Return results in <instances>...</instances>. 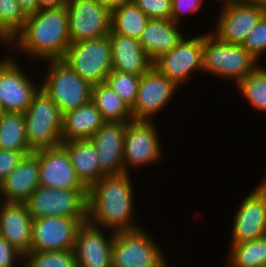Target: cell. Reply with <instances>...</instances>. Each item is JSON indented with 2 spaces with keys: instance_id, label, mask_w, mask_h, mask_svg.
Instances as JSON below:
<instances>
[{
  "instance_id": "31",
  "label": "cell",
  "mask_w": 266,
  "mask_h": 267,
  "mask_svg": "<svg viewBox=\"0 0 266 267\" xmlns=\"http://www.w3.org/2000/svg\"><path fill=\"white\" fill-rule=\"evenodd\" d=\"M237 87L255 109L266 112V70L263 67L258 65Z\"/></svg>"
},
{
  "instance_id": "23",
  "label": "cell",
  "mask_w": 266,
  "mask_h": 267,
  "mask_svg": "<svg viewBox=\"0 0 266 267\" xmlns=\"http://www.w3.org/2000/svg\"><path fill=\"white\" fill-rule=\"evenodd\" d=\"M177 27L179 23L176 24L171 19H150L147 22L139 42L153 63L185 37Z\"/></svg>"
},
{
  "instance_id": "12",
  "label": "cell",
  "mask_w": 266,
  "mask_h": 267,
  "mask_svg": "<svg viewBox=\"0 0 266 267\" xmlns=\"http://www.w3.org/2000/svg\"><path fill=\"white\" fill-rule=\"evenodd\" d=\"M179 87L154 65L140 79L137 98L132 108L134 120H151L160 112Z\"/></svg>"
},
{
  "instance_id": "40",
  "label": "cell",
  "mask_w": 266,
  "mask_h": 267,
  "mask_svg": "<svg viewBox=\"0 0 266 267\" xmlns=\"http://www.w3.org/2000/svg\"><path fill=\"white\" fill-rule=\"evenodd\" d=\"M17 1L27 16L37 12L38 0H17Z\"/></svg>"
},
{
  "instance_id": "36",
  "label": "cell",
  "mask_w": 266,
  "mask_h": 267,
  "mask_svg": "<svg viewBox=\"0 0 266 267\" xmlns=\"http://www.w3.org/2000/svg\"><path fill=\"white\" fill-rule=\"evenodd\" d=\"M32 152H18L0 149V183L14 170L24 155Z\"/></svg>"
},
{
  "instance_id": "7",
  "label": "cell",
  "mask_w": 266,
  "mask_h": 267,
  "mask_svg": "<svg viewBox=\"0 0 266 267\" xmlns=\"http://www.w3.org/2000/svg\"><path fill=\"white\" fill-rule=\"evenodd\" d=\"M162 253L141 227L117 231L112 246V267H163L166 259Z\"/></svg>"
},
{
  "instance_id": "9",
  "label": "cell",
  "mask_w": 266,
  "mask_h": 267,
  "mask_svg": "<svg viewBox=\"0 0 266 267\" xmlns=\"http://www.w3.org/2000/svg\"><path fill=\"white\" fill-rule=\"evenodd\" d=\"M69 39L71 43L109 35L111 12L98 0H68Z\"/></svg>"
},
{
  "instance_id": "27",
  "label": "cell",
  "mask_w": 266,
  "mask_h": 267,
  "mask_svg": "<svg viewBox=\"0 0 266 267\" xmlns=\"http://www.w3.org/2000/svg\"><path fill=\"white\" fill-rule=\"evenodd\" d=\"M0 149L33 152L27 142L25 114L3 112L0 116Z\"/></svg>"
},
{
  "instance_id": "5",
  "label": "cell",
  "mask_w": 266,
  "mask_h": 267,
  "mask_svg": "<svg viewBox=\"0 0 266 267\" xmlns=\"http://www.w3.org/2000/svg\"><path fill=\"white\" fill-rule=\"evenodd\" d=\"M49 62L47 77L40 86L56 103L62 114L91 100L92 84L76 74L62 59L47 60V63Z\"/></svg>"
},
{
  "instance_id": "8",
  "label": "cell",
  "mask_w": 266,
  "mask_h": 267,
  "mask_svg": "<svg viewBox=\"0 0 266 267\" xmlns=\"http://www.w3.org/2000/svg\"><path fill=\"white\" fill-rule=\"evenodd\" d=\"M88 190L39 186L26 203L33 219L49 216L87 218Z\"/></svg>"
},
{
  "instance_id": "14",
  "label": "cell",
  "mask_w": 266,
  "mask_h": 267,
  "mask_svg": "<svg viewBox=\"0 0 266 267\" xmlns=\"http://www.w3.org/2000/svg\"><path fill=\"white\" fill-rule=\"evenodd\" d=\"M41 88L11 58L0 61V103L4 112L25 113Z\"/></svg>"
},
{
  "instance_id": "26",
  "label": "cell",
  "mask_w": 266,
  "mask_h": 267,
  "mask_svg": "<svg viewBox=\"0 0 266 267\" xmlns=\"http://www.w3.org/2000/svg\"><path fill=\"white\" fill-rule=\"evenodd\" d=\"M91 100L106 122H129L134 120L132 108L106 82L92 86Z\"/></svg>"
},
{
  "instance_id": "39",
  "label": "cell",
  "mask_w": 266,
  "mask_h": 267,
  "mask_svg": "<svg viewBox=\"0 0 266 267\" xmlns=\"http://www.w3.org/2000/svg\"><path fill=\"white\" fill-rule=\"evenodd\" d=\"M68 0H38L37 12H50L67 7Z\"/></svg>"
},
{
  "instance_id": "18",
  "label": "cell",
  "mask_w": 266,
  "mask_h": 267,
  "mask_svg": "<svg viewBox=\"0 0 266 267\" xmlns=\"http://www.w3.org/2000/svg\"><path fill=\"white\" fill-rule=\"evenodd\" d=\"M101 229L88 220L80 225L73 248L77 267H112L115 232L106 238Z\"/></svg>"
},
{
  "instance_id": "3",
  "label": "cell",
  "mask_w": 266,
  "mask_h": 267,
  "mask_svg": "<svg viewBox=\"0 0 266 267\" xmlns=\"http://www.w3.org/2000/svg\"><path fill=\"white\" fill-rule=\"evenodd\" d=\"M202 58V71L236 80L237 84L258 66L242 44L221 41L213 33L204 34Z\"/></svg>"
},
{
  "instance_id": "4",
  "label": "cell",
  "mask_w": 266,
  "mask_h": 267,
  "mask_svg": "<svg viewBox=\"0 0 266 267\" xmlns=\"http://www.w3.org/2000/svg\"><path fill=\"white\" fill-rule=\"evenodd\" d=\"M26 136L32 151L62 143L63 114L52 98L40 88L25 111Z\"/></svg>"
},
{
  "instance_id": "16",
  "label": "cell",
  "mask_w": 266,
  "mask_h": 267,
  "mask_svg": "<svg viewBox=\"0 0 266 267\" xmlns=\"http://www.w3.org/2000/svg\"><path fill=\"white\" fill-rule=\"evenodd\" d=\"M204 34L196 37H184L171 51L163 54L153 65L166 77L181 85L191 72L202 71Z\"/></svg>"
},
{
  "instance_id": "25",
  "label": "cell",
  "mask_w": 266,
  "mask_h": 267,
  "mask_svg": "<svg viewBox=\"0 0 266 267\" xmlns=\"http://www.w3.org/2000/svg\"><path fill=\"white\" fill-rule=\"evenodd\" d=\"M67 150L80 181L89 189L105 174L100 170L97 150L90 139L61 143Z\"/></svg>"
},
{
  "instance_id": "28",
  "label": "cell",
  "mask_w": 266,
  "mask_h": 267,
  "mask_svg": "<svg viewBox=\"0 0 266 267\" xmlns=\"http://www.w3.org/2000/svg\"><path fill=\"white\" fill-rule=\"evenodd\" d=\"M150 18L133 2L111 12V32L135 39L140 38Z\"/></svg>"
},
{
  "instance_id": "35",
  "label": "cell",
  "mask_w": 266,
  "mask_h": 267,
  "mask_svg": "<svg viewBox=\"0 0 266 267\" xmlns=\"http://www.w3.org/2000/svg\"><path fill=\"white\" fill-rule=\"evenodd\" d=\"M150 19H170L171 0H132Z\"/></svg>"
},
{
  "instance_id": "20",
  "label": "cell",
  "mask_w": 266,
  "mask_h": 267,
  "mask_svg": "<svg viewBox=\"0 0 266 267\" xmlns=\"http://www.w3.org/2000/svg\"><path fill=\"white\" fill-rule=\"evenodd\" d=\"M39 184L38 150L24 155L18 165L0 183L1 201L27 203Z\"/></svg>"
},
{
  "instance_id": "30",
  "label": "cell",
  "mask_w": 266,
  "mask_h": 267,
  "mask_svg": "<svg viewBox=\"0 0 266 267\" xmlns=\"http://www.w3.org/2000/svg\"><path fill=\"white\" fill-rule=\"evenodd\" d=\"M27 17L17 0H0V41L10 44Z\"/></svg>"
},
{
  "instance_id": "10",
  "label": "cell",
  "mask_w": 266,
  "mask_h": 267,
  "mask_svg": "<svg viewBox=\"0 0 266 267\" xmlns=\"http://www.w3.org/2000/svg\"><path fill=\"white\" fill-rule=\"evenodd\" d=\"M86 220L87 218L62 216H49L33 219L30 250H73L77 231L80 225Z\"/></svg>"
},
{
  "instance_id": "44",
  "label": "cell",
  "mask_w": 266,
  "mask_h": 267,
  "mask_svg": "<svg viewBox=\"0 0 266 267\" xmlns=\"http://www.w3.org/2000/svg\"><path fill=\"white\" fill-rule=\"evenodd\" d=\"M4 112V110H3V108H2V105H1V103H0V116H1V114Z\"/></svg>"
},
{
  "instance_id": "24",
  "label": "cell",
  "mask_w": 266,
  "mask_h": 267,
  "mask_svg": "<svg viewBox=\"0 0 266 267\" xmlns=\"http://www.w3.org/2000/svg\"><path fill=\"white\" fill-rule=\"evenodd\" d=\"M105 122L95 103L90 100L63 114L62 142L91 139Z\"/></svg>"
},
{
  "instance_id": "19",
  "label": "cell",
  "mask_w": 266,
  "mask_h": 267,
  "mask_svg": "<svg viewBox=\"0 0 266 267\" xmlns=\"http://www.w3.org/2000/svg\"><path fill=\"white\" fill-rule=\"evenodd\" d=\"M127 122H105L90 139L97 150L99 167L105 175L124 173L123 152Z\"/></svg>"
},
{
  "instance_id": "13",
  "label": "cell",
  "mask_w": 266,
  "mask_h": 267,
  "mask_svg": "<svg viewBox=\"0 0 266 267\" xmlns=\"http://www.w3.org/2000/svg\"><path fill=\"white\" fill-rule=\"evenodd\" d=\"M38 163L41 187L88 190L78 178L70 156L62 144L38 150Z\"/></svg>"
},
{
  "instance_id": "37",
  "label": "cell",
  "mask_w": 266,
  "mask_h": 267,
  "mask_svg": "<svg viewBox=\"0 0 266 267\" xmlns=\"http://www.w3.org/2000/svg\"><path fill=\"white\" fill-rule=\"evenodd\" d=\"M204 0H171L172 11L170 19L178 24L186 13H195L200 9Z\"/></svg>"
},
{
  "instance_id": "32",
  "label": "cell",
  "mask_w": 266,
  "mask_h": 267,
  "mask_svg": "<svg viewBox=\"0 0 266 267\" xmlns=\"http://www.w3.org/2000/svg\"><path fill=\"white\" fill-rule=\"evenodd\" d=\"M24 257L23 267H77L73 250H30Z\"/></svg>"
},
{
  "instance_id": "33",
  "label": "cell",
  "mask_w": 266,
  "mask_h": 267,
  "mask_svg": "<svg viewBox=\"0 0 266 267\" xmlns=\"http://www.w3.org/2000/svg\"><path fill=\"white\" fill-rule=\"evenodd\" d=\"M140 79V75L111 70L107 75L105 82L125 103L133 108L137 98Z\"/></svg>"
},
{
  "instance_id": "34",
  "label": "cell",
  "mask_w": 266,
  "mask_h": 267,
  "mask_svg": "<svg viewBox=\"0 0 266 267\" xmlns=\"http://www.w3.org/2000/svg\"><path fill=\"white\" fill-rule=\"evenodd\" d=\"M242 46L258 61L266 52V14L251 30Z\"/></svg>"
},
{
  "instance_id": "29",
  "label": "cell",
  "mask_w": 266,
  "mask_h": 267,
  "mask_svg": "<svg viewBox=\"0 0 266 267\" xmlns=\"http://www.w3.org/2000/svg\"><path fill=\"white\" fill-rule=\"evenodd\" d=\"M230 246L231 267H266V235Z\"/></svg>"
},
{
  "instance_id": "22",
  "label": "cell",
  "mask_w": 266,
  "mask_h": 267,
  "mask_svg": "<svg viewBox=\"0 0 266 267\" xmlns=\"http://www.w3.org/2000/svg\"><path fill=\"white\" fill-rule=\"evenodd\" d=\"M109 38L112 70L142 76L153 66V62L141 47L138 39L117 33H109Z\"/></svg>"
},
{
  "instance_id": "17",
  "label": "cell",
  "mask_w": 266,
  "mask_h": 267,
  "mask_svg": "<svg viewBox=\"0 0 266 267\" xmlns=\"http://www.w3.org/2000/svg\"><path fill=\"white\" fill-rule=\"evenodd\" d=\"M265 14L266 5L236 3L222 9L213 35L227 43L242 44Z\"/></svg>"
},
{
  "instance_id": "21",
  "label": "cell",
  "mask_w": 266,
  "mask_h": 267,
  "mask_svg": "<svg viewBox=\"0 0 266 267\" xmlns=\"http://www.w3.org/2000/svg\"><path fill=\"white\" fill-rule=\"evenodd\" d=\"M32 222L27 204L0 200V235L24 256L31 247Z\"/></svg>"
},
{
  "instance_id": "38",
  "label": "cell",
  "mask_w": 266,
  "mask_h": 267,
  "mask_svg": "<svg viewBox=\"0 0 266 267\" xmlns=\"http://www.w3.org/2000/svg\"><path fill=\"white\" fill-rule=\"evenodd\" d=\"M24 255L0 235V267H13L15 259Z\"/></svg>"
},
{
  "instance_id": "41",
  "label": "cell",
  "mask_w": 266,
  "mask_h": 267,
  "mask_svg": "<svg viewBox=\"0 0 266 267\" xmlns=\"http://www.w3.org/2000/svg\"><path fill=\"white\" fill-rule=\"evenodd\" d=\"M110 12L132 2V0H98Z\"/></svg>"
},
{
  "instance_id": "1",
  "label": "cell",
  "mask_w": 266,
  "mask_h": 267,
  "mask_svg": "<svg viewBox=\"0 0 266 267\" xmlns=\"http://www.w3.org/2000/svg\"><path fill=\"white\" fill-rule=\"evenodd\" d=\"M133 202L129 173L105 175L88 189L87 220L112 232L137 229Z\"/></svg>"
},
{
  "instance_id": "11",
  "label": "cell",
  "mask_w": 266,
  "mask_h": 267,
  "mask_svg": "<svg viewBox=\"0 0 266 267\" xmlns=\"http://www.w3.org/2000/svg\"><path fill=\"white\" fill-rule=\"evenodd\" d=\"M159 140L153 120L127 122L123 152L124 172L128 173L129 166L138 168L158 161L162 152Z\"/></svg>"
},
{
  "instance_id": "43",
  "label": "cell",
  "mask_w": 266,
  "mask_h": 267,
  "mask_svg": "<svg viewBox=\"0 0 266 267\" xmlns=\"http://www.w3.org/2000/svg\"><path fill=\"white\" fill-rule=\"evenodd\" d=\"M236 3H237V0H225L224 1V8H222V9L229 8V7H231L232 5H234Z\"/></svg>"
},
{
  "instance_id": "42",
  "label": "cell",
  "mask_w": 266,
  "mask_h": 267,
  "mask_svg": "<svg viewBox=\"0 0 266 267\" xmlns=\"http://www.w3.org/2000/svg\"><path fill=\"white\" fill-rule=\"evenodd\" d=\"M237 3H259L266 5V0H237Z\"/></svg>"
},
{
  "instance_id": "6",
  "label": "cell",
  "mask_w": 266,
  "mask_h": 267,
  "mask_svg": "<svg viewBox=\"0 0 266 267\" xmlns=\"http://www.w3.org/2000/svg\"><path fill=\"white\" fill-rule=\"evenodd\" d=\"M62 60L90 84L105 82L112 70L109 35L71 43Z\"/></svg>"
},
{
  "instance_id": "15",
  "label": "cell",
  "mask_w": 266,
  "mask_h": 267,
  "mask_svg": "<svg viewBox=\"0 0 266 267\" xmlns=\"http://www.w3.org/2000/svg\"><path fill=\"white\" fill-rule=\"evenodd\" d=\"M234 218L231 244L266 235V178L240 202Z\"/></svg>"
},
{
  "instance_id": "2",
  "label": "cell",
  "mask_w": 266,
  "mask_h": 267,
  "mask_svg": "<svg viewBox=\"0 0 266 267\" xmlns=\"http://www.w3.org/2000/svg\"><path fill=\"white\" fill-rule=\"evenodd\" d=\"M10 43L37 60L63 59L71 44L67 7L28 15L23 28Z\"/></svg>"
}]
</instances>
